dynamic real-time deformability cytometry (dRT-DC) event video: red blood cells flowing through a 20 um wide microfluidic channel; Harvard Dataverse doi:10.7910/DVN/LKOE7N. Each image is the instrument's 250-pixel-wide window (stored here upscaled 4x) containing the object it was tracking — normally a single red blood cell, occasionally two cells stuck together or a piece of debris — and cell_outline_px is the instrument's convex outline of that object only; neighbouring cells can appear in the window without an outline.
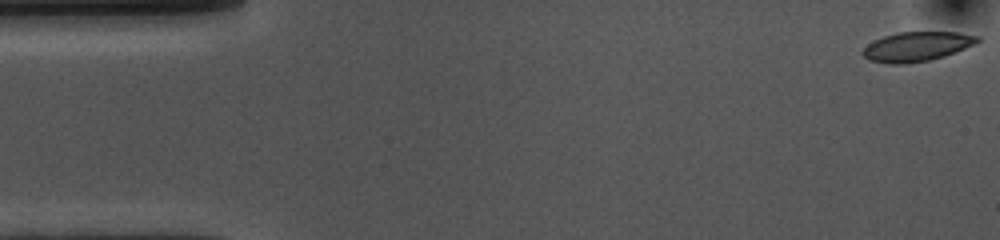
{"species": "common noctule bat (a hibernating species)", "species_latin": "Nyctalus noctula", "temperature_condition": "cold", "stored_images_in_passage": 54, "camera_frame_rate_fps": 3000, "um_per_image_px": 0.085, "animal": {"sex": "female", "body_mass_g": 10.0, "forearm_length_mm": 53.1}, "frame": {"image": 1, "passage_image": 1, "time_ms": 0.0, "image_size_px": [1000, 240], "cell_outline_px": [[980, 40], [976, 44], [956, 52], [932, 60], [904, 64], [888, 64], [868, 60], [860, 52], [868, 44], [884, 36], [896, 32], [956, 32], [980, 36]], "centroid_in_image_um": [77.94, 3.96], "position_along_channel_um": 7.1, "area_um2": 19.88}}
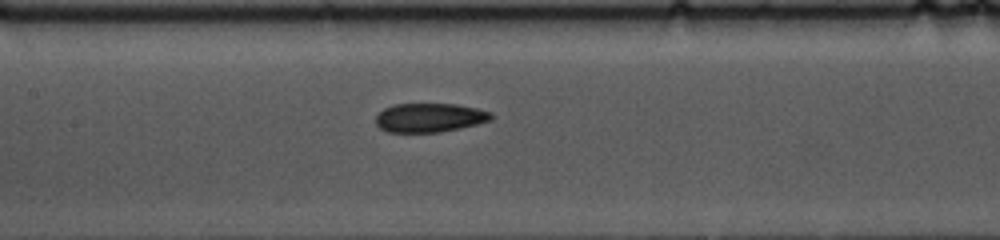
{"frame": {"image": 2, "passage_image": 24, "time_ms": 7.667, "image_size_px": [1000, 240], "cell_outline_px": [[492, 120], [460, 128], [440, 132], [388, 132], [380, 128], [376, 124], [376, 116], [384, 108], [392, 104], [456, 104], [476, 108], [492, 112]], "centroid_in_image_um": [36.51, 10.0], "position_along_channel_um": 170.9, "area_um2": 19.48}}
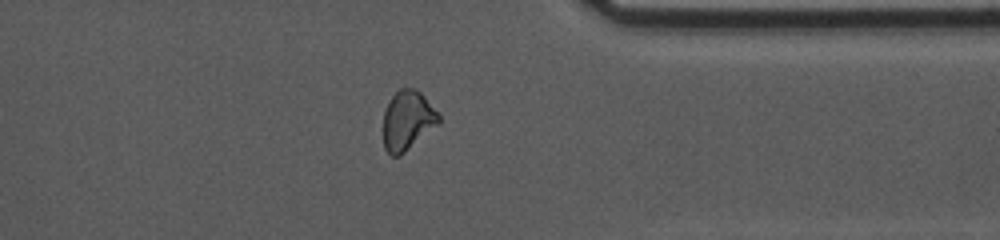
{"frame": {"image": 3, "passage_image": 42, "time_ms": 13.667, "image_size_px": [1000, 240], "cell_outline_px": [[440, 124], [400, 156], [392, 156], [384, 148], [384, 112], [392, 96], [400, 88], [416, 88], [424, 96], [440, 116]], "centroid_in_image_um": [34.66, 10.25], "position_along_channel_um": 376.7, "area_um2": 19.19}, "authors_computed_cell_mechanics": {"area_um2": 20.3167, "velocity_mm_per_s": 3.6107, "shape_relaxation_time_tau1_ms": 4.2742, "shape_relaxation_time_tau2_ms": 3.2789, "deformation_change_tau1": 0.1101, "deformation_change_tau2": 0.0771}}